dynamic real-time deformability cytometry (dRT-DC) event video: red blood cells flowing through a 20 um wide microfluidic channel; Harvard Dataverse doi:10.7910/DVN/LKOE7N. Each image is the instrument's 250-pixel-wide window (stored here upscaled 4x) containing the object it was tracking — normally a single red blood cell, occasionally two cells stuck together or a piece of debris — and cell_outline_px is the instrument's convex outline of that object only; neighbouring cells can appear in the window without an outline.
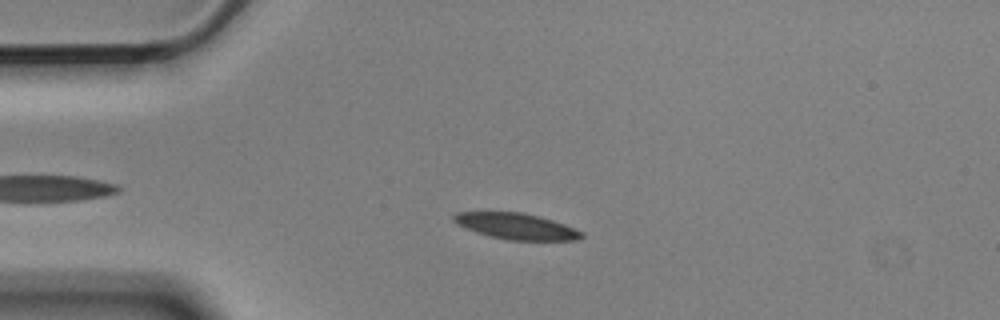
{"species": "Egyptian fruit bat (a non-hibernating species)", "species_latin": "Rousettus aegyptiacus", "temperature_condition": "cold", "stored_images_in_passage": 5, "camera_frame_rate_fps": 3000, "um_per_image_px": 0.085, "animal": {"sex": "male"}, "frame": {"image": 1, "passage_image": 3, "time_ms": 0.667, "image_size_px": [1000, 320], "cell_outline_px": [[584, 236], [580, 240], [508, 240], [476, 232], [456, 224], [452, 220], [452, 216], [456, 212], [524, 212], [540, 216], [564, 224], [584, 232]], "centroid_in_image_um": [43.9, 19.22], "position_along_channel_um": 41.1, "area_um2": 19.48}}
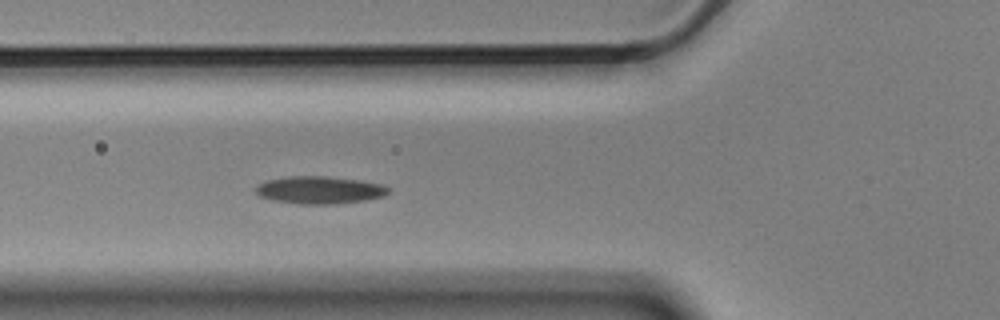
{"frame": {"image": 2, "passage_image": 5, "time_ms": 1.333, "image_size_px": [1000, 320], "cell_outline_px": [[388, 192], [384, 196], [364, 200], [336, 204], [300, 204], [272, 200], [260, 196], [256, 192], [256, 184], [268, 180], [292, 176], [324, 176], [356, 180], [380, 184], [388, 188]], "centroid_in_image_um": [27.12, 16.16], "position_along_channel_um": 98.7, "area_um2": 20.98}}